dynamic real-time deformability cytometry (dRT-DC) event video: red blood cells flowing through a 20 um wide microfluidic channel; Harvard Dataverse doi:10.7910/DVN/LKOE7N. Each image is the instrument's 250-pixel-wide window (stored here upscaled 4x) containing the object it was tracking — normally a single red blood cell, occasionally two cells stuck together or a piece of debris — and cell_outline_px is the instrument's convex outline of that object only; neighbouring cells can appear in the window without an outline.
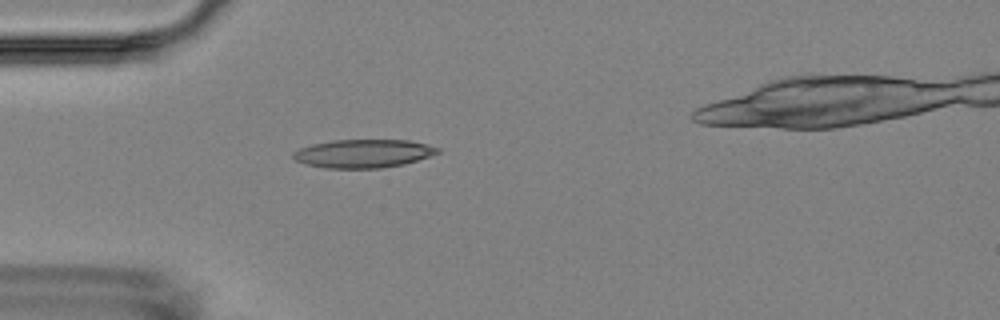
{"species": "Egyptian fruit bat (a non-hibernating species)", "species_latin": "Rousettus aegyptiacus", "temperature_condition": "room temperature", "stored_images_in_passage": 3, "camera_frame_rate_fps": 3000, "um_per_image_px": 0.085, "animal": {"sex": "female"}, "frame": {"image": 1, "passage_image": 3, "time_ms": 3.667, "image_size_px": [1000, 320], "cell_outline_px": [[440, 152], [404, 164], [380, 168], [324, 168], [308, 164], [296, 160], [292, 156], [292, 152], [300, 148], [312, 144], [332, 140], [408, 140], [428, 144], [440, 148]], "centroid_in_image_um": [30.88, 13.04], "position_along_channel_um": 54.1, "area_um2": 23.76}}